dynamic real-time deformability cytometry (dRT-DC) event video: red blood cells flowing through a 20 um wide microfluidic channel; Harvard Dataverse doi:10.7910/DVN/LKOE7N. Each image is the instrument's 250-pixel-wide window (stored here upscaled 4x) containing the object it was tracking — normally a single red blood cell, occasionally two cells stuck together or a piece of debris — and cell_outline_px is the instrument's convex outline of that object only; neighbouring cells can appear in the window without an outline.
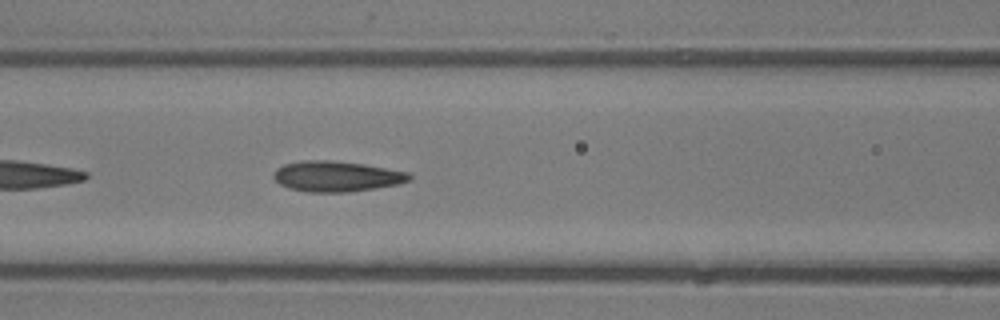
{"species": "common noctule bat (a hibernating species)", "species_latin": "Nyctalus noctula", "temperature_condition": "room temperature", "stored_images_in_passage": 26, "camera_frame_rate_fps": 3000, "um_per_image_px": 0.085, "animal": {"sex": "male", "body_mass_g": 13.3}, "frame": {"image": 1, "passage_image": 19, "time_ms": 6.0, "image_size_px": [1000, 320], "cell_outline_px": [[412, 180], [400, 184], [348, 192], [308, 192], [288, 188], [280, 184], [272, 176], [276, 168], [284, 164], [308, 160], [328, 160], [364, 164], [408, 172], [412, 176]], "centroid_in_image_um": [28.62, 14.99], "position_along_channel_um": 138.0, "area_um2": 24.16}}
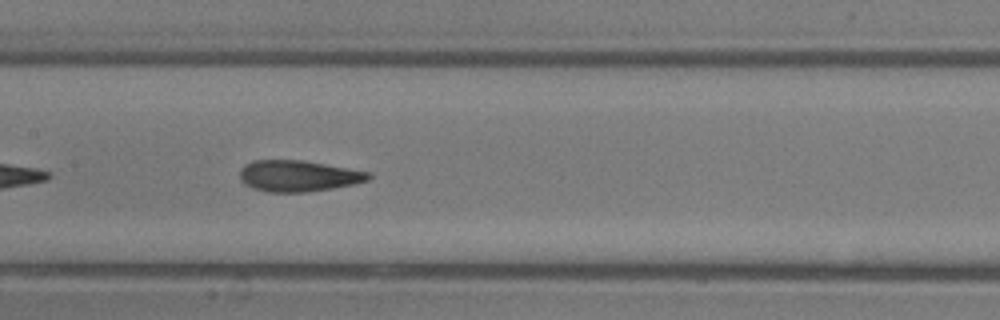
{"frame": {"image": 2, "passage_image": 22, "time_ms": 7.0, "image_size_px": [1000, 320], "cell_outline_px": [[372, 176], [368, 180], [352, 184], [332, 188], [308, 192], [268, 192], [252, 188], [244, 184], [240, 176], [240, 168], [244, 164], [256, 160], [300, 160], [324, 164], [368, 172]], "centroid_in_image_um": [25.3, 14.96], "position_along_channel_um": 182.1, "area_um2": 23.18}}